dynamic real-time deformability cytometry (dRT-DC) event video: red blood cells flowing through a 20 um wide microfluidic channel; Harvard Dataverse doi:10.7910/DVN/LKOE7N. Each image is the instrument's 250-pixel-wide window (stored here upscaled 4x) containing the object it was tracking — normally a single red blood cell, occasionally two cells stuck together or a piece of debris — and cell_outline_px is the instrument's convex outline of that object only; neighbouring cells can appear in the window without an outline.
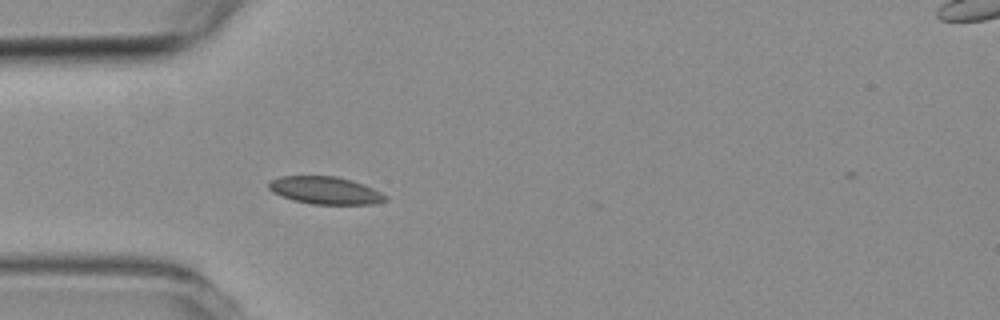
{"species": "common noctule bat (a hibernating species)", "species_latin": "Nyctalus noctula", "temperature_condition": "room temperature", "stored_images_in_passage": 1, "camera_frame_rate_fps": 3000, "um_per_image_px": 0.085, "animal": {"sex": "female", "body_mass_g": 19.3, "forearm_length_mm": 54.1}, "frame": {"image": 1, "passage_image": 1, "time_ms": 0.0, "image_size_px": [1000, 320], "cell_outline_px": [[388, 200], [372, 204], [312, 204], [292, 200], [272, 192], [268, 188], [268, 180], [280, 176], [336, 176], [352, 180], [372, 188], [388, 196]], "centroid_in_image_um": [27.61, 16.18], "position_along_channel_um": 57.4, "area_um2": 18.79}}